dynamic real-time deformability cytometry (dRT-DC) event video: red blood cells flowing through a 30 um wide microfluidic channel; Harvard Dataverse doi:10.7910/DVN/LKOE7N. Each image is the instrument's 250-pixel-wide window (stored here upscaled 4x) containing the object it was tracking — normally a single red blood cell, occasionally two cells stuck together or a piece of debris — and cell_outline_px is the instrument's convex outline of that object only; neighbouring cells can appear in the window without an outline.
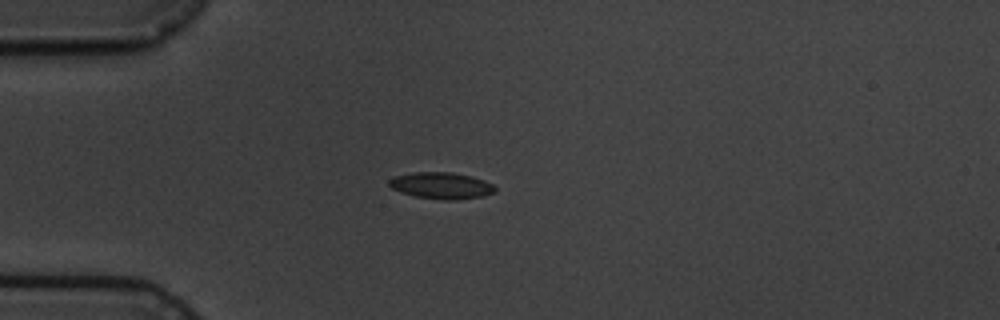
{"species": "common noctule bat (a hibernating species)", "species_latin": "Nyctalus noctula", "temperature_condition": "cold", "stored_images_in_passage": 6, "camera_frame_rate_fps": 3000, "um_per_image_px": 0.085, "animal": {"sex": "male", "body_mass_g": 19.5, "forearm_length_mm": 54.6}, "frame": {"image": 1, "passage_image": 4, "time_ms": 3.333, "image_size_px": [1000, 320], "cell_outline_px": [[496, 192], [484, 196], [452, 200], [444, 200], [416, 196], [392, 188], [388, 184], [388, 180], [396, 176], [412, 172], [452, 172], [472, 176], [484, 180], [492, 184], [496, 188]], "centroid_in_image_um": [37.55, 15.76], "position_along_channel_um": 47.4, "area_um2": 16.3}}
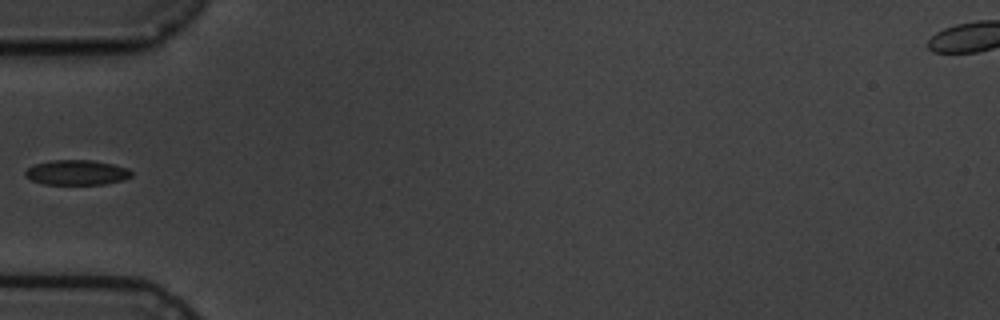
{"frame": {"image": 2, "passage_image": 5, "time_ms": 4.667, "image_size_px": [1000, 320], "cell_outline_px": [[132, 176], [124, 180], [104, 184], [44, 184], [32, 180], [24, 176], [24, 172], [28, 168], [36, 164], [52, 160], [92, 160], [112, 164], [128, 168], [132, 172]], "centroid_in_image_um": [6.54, 14.66], "position_along_channel_um": 78.5, "area_um2": 15.43}}
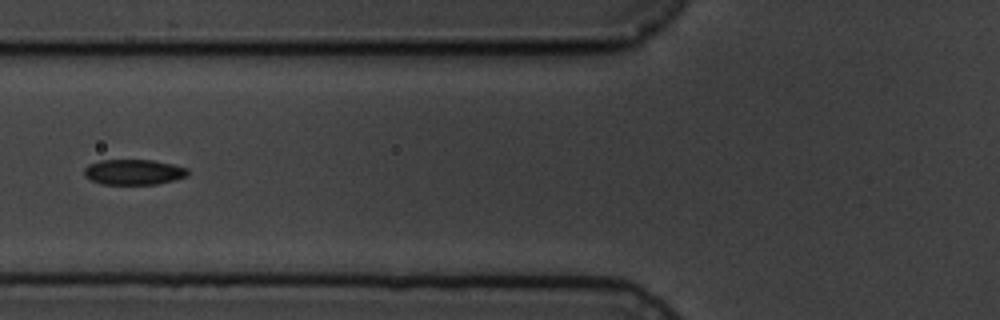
{"frame": {"image": 3, "passage_image": 6, "time_ms": 5.667, "image_size_px": [1000, 320], "cell_outline_px": [[188, 176], [176, 180], [156, 184], [100, 184], [84, 176], [84, 168], [88, 164], [100, 160], [152, 160], [172, 164], [188, 168]], "centroid_in_image_um": [11.36, 14.62], "position_along_channel_um": 114.4, "area_um2": 15.43}}